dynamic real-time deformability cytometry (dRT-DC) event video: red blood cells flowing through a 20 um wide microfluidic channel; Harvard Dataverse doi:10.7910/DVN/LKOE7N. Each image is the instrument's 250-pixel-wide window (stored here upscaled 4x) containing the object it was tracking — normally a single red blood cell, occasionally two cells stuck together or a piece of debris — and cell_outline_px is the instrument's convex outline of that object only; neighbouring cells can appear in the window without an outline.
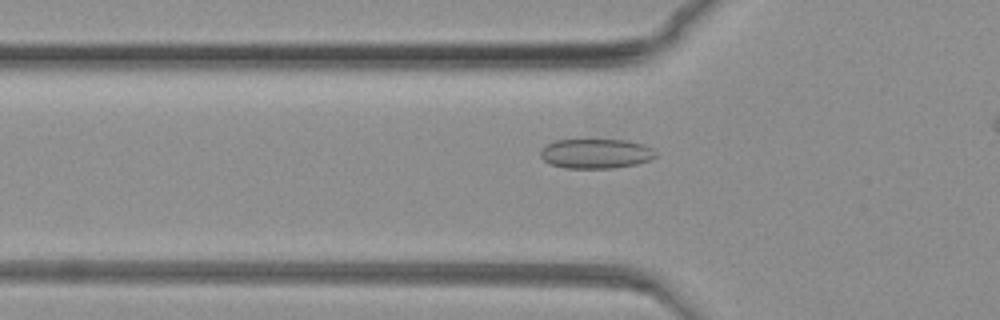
{"species": "common noctule bat (a hibernating species)", "species_latin": "Nyctalus noctula", "temperature_condition": "warm", "stored_images_in_passage": 64, "camera_frame_rate_fps": 3000, "um_per_image_px": 0.085, "animal": {"sex": "female", "body_mass_g": 19.3, "forearm_length_mm": 54.1}, "frame": {"image": 1, "passage_image": 21, "time_ms": 6.667, "image_size_px": [1000, 320], "cell_outline_px": [[656, 156], [648, 160], [636, 164], [616, 168], [564, 168], [552, 164], [544, 160], [540, 156], [540, 152], [548, 144], [556, 140], [628, 140], [644, 144], [652, 148], [656, 152]], "centroid_in_image_um": [50.68, 13.06], "position_along_channel_um": 75.1, "area_um2": 19.83}}
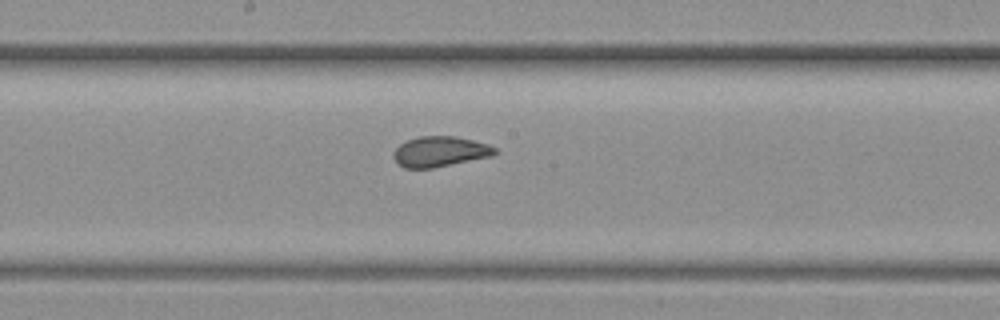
{"frame": {"image": 2, "passage_image": 37, "time_ms": 12.0, "image_size_px": [1000, 320], "cell_outline_px": [[496, 152], [492, 156], [432, 168], [404, 168], [392, 156], [392, 152], [400, 144], [408, 140], [420, 136], [456, 136], [488, 144], [496, 148]], "centroid_in_image_um": [37.39, 12.88], "position_along_channel_um": 210.8, "area_um2": 17.8}}
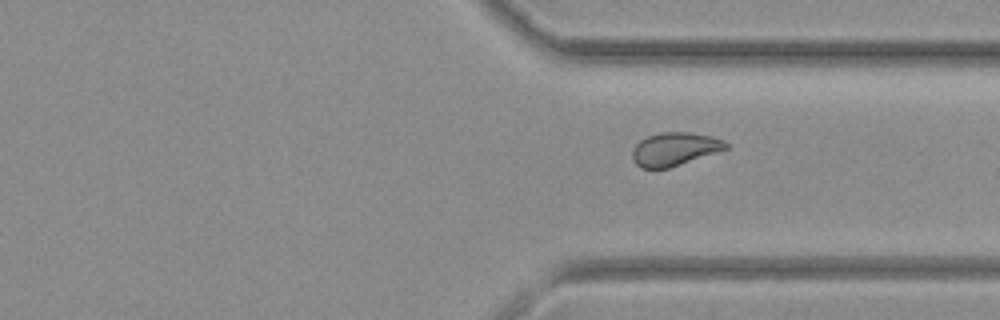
{"frame": {"image": 3, "passage_image": 54, "time_ms": 17.667, "image_size_px": [1000, 320], "cell_outline_px": [[728, 148], [668, 168], [640, 168], [632, 160], [632, 152], [636, 144], [640, 140], [648, 136], [660, 132], [688, 132], [712, 136], [724, 140], [728, 144]], "centroid_in_image_um": [57.32, 12.66], "position_along_channel_um": 354.1, "area_um2": 17.98}}